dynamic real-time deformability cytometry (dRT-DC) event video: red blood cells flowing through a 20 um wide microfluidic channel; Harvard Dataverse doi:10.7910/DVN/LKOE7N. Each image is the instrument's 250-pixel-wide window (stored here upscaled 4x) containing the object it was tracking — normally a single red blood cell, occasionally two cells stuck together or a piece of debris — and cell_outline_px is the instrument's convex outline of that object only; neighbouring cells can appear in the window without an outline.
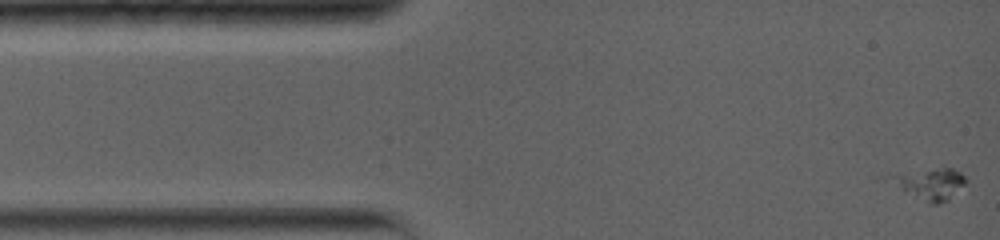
{"species": "common noctule bat (a hibernating species)", "species_latin": "Nyctalus noctula", "temperature_condition": "warm", "stored_images_in_passage": 7, "camera_frame_rate_fps": 5000, "um_per_image_px": 0.085, "animal": {"sex": "female", "body_mass_g": 19.0, "forearm_length_mm": 56.7}, "frame": {"image": 1, "passage_image": 1, "time_ms": 0.0, "image_size_px": [1000, 240], "cell_outline_px": [[968, 180], [948, 200], [940, 204], [932, 204], [904, 192], [888, 176], [896, 172], [944, 168], [952, 168], [960, 172]], "centroid_in_image_um": [79.07, 15.61], "position_along_channel_um": 5.9, "area_um2": 13.53}}
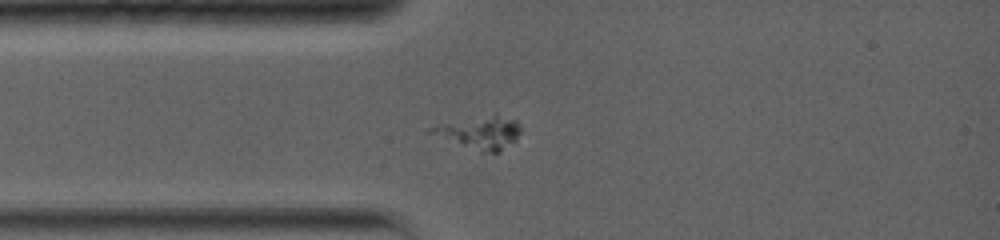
{"frame": {"image": 2, "passage_image": 5, "time_ms": 3.2, "image_size_px": [1000, 240], "cell_outline_px": [[520, 132], [516, 140], [500, 152], [480, 152], [428, 132], [428, 128], [440, 124], [496, 112], [516, 120], [520, 124]], "centroid_in_image_um": [40.86, 11.23], "position_along_channel_um": 44.1, "area_um2": 17.17}}
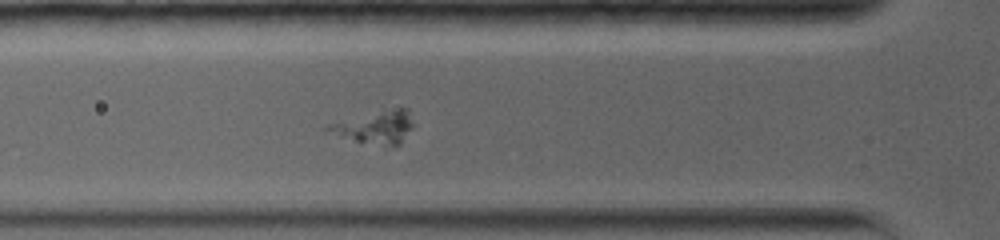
{"frame": {"image": 3, "passage_image": 7, "time_ms": 4.6, "image_size_px": [1000, 240], "cell_outline_px": [[412, 124], [400, 144], [396, 148], [356, 140], [340, 136], [320, 128], [328, 124], [384, 108], [408, 108]], "centroid_in_image_um": [31.88, 10.79], "position_along_channel_um": 93.9, "area_um2": 16.18}}